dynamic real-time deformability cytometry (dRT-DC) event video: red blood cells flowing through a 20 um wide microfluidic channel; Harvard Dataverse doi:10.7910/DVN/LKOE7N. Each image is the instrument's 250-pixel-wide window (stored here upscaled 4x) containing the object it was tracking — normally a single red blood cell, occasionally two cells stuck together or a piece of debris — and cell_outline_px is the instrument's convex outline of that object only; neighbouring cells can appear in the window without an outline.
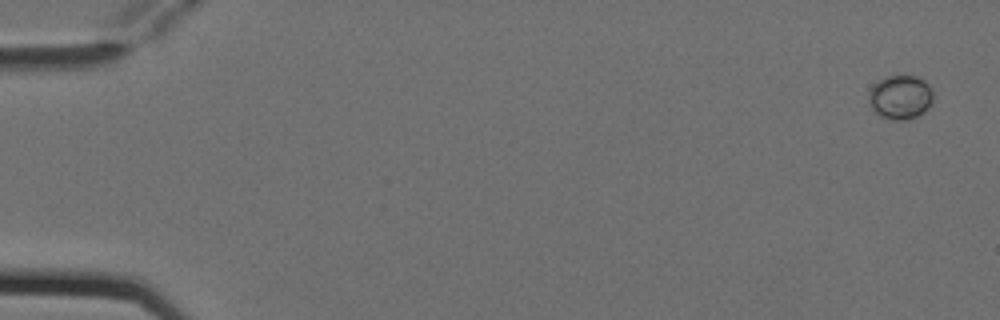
{"species": "Egyptian fruit bat (a non-hibernating species)", "species_latin": "Rousettus aegyptiacus", "temperature_condition": "cold", "stored_images_in_passage": 6, "camera_frame_rate_fps": 3000, "um_per_image_px": 0.085, "animal": {"sex": "female"}, "frame": {"image": 1, "passage_image": 1, "time_ms": 0.0, "image_size_px": [1000, 320], "cell_outline_px": [[932, 104], [924, 112], [912, 120], [892, 120], [880, 116], [872, 108], [868, 100], [868, 92], [872, 84], [876, 80], [884, 76], [916, 76], [924, 80], [932, 88]], "centroid_in_image_um": [76.52, 8.26], "position_along_channel_um": 8.5, "area_um2": 16.99}}
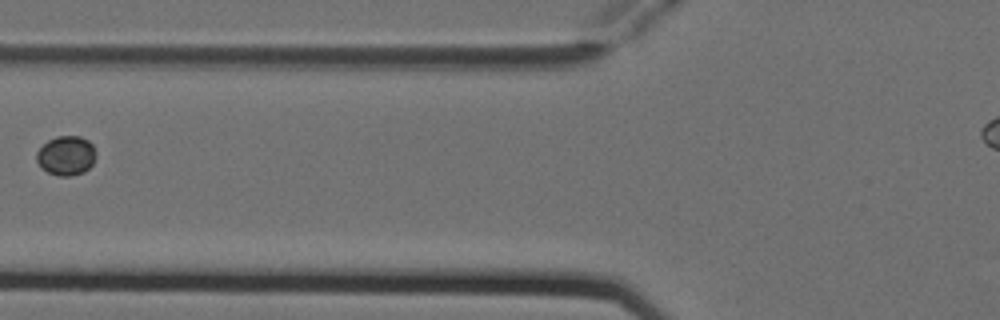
{"frame": {"image": 2, "passage_image": 6, "time_ms": 1.667, "image_size_px": [1000, 320], "cell_outline_px": [[96, 156], [92, 164], [84, 172], [72, 176], [60, 176], [48, 172], [40, 168], [36, 160], [36, 152], [48, 140], [56, 136], [80, 136], [88, 140], [92, 144], [96, 152]], "centroid_in_image_um": [5.62, 13.23], "position_along_channel_um": 120.2, "area_um2": 13.76}}